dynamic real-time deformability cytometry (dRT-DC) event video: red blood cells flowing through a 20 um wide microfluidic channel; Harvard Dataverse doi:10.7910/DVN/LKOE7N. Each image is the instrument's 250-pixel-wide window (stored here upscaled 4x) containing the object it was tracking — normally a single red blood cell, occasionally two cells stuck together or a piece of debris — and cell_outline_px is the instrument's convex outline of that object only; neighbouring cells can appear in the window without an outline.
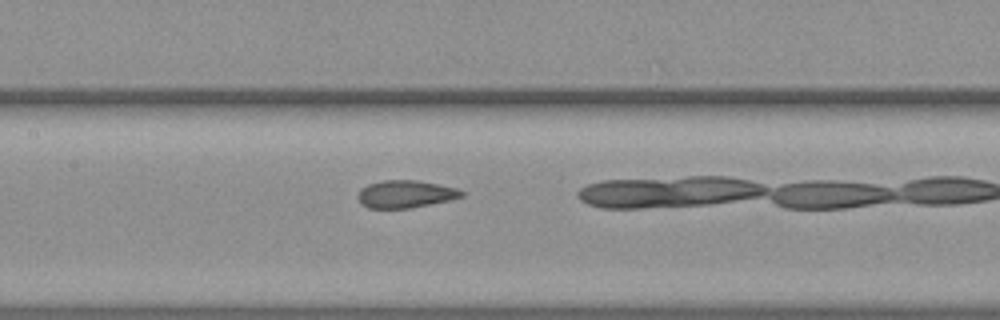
{"species": "common noctule bat (a hibernating species)", "species_latin": "Nyctalus noctula", "temperature_condition": "warm", "stored_images_in_passage": 30, "camera_frame_rate_fps": 3000, "um_per_image_px": 0.085, "animal": {"sex": "female", "body_mass_g": 19.3, "forearm_length_mm": 54.1}, "frame": {"image": 1, "passage_image": 13, "time_ms": 4.0, "image_size_px": [1000, 320], "cell_outline_px": [[464, 196], [448, 200], [408, 208], [368, 208], [360, 204], [356, 196], [360, 188], [368, 184], [380, 180], [416, 180], [456, 188], [464, 192]], "centroid_in_image_um": [34.39, 16.49], "position_along_channel_um": 173.0, "area_um2": 16.59}}
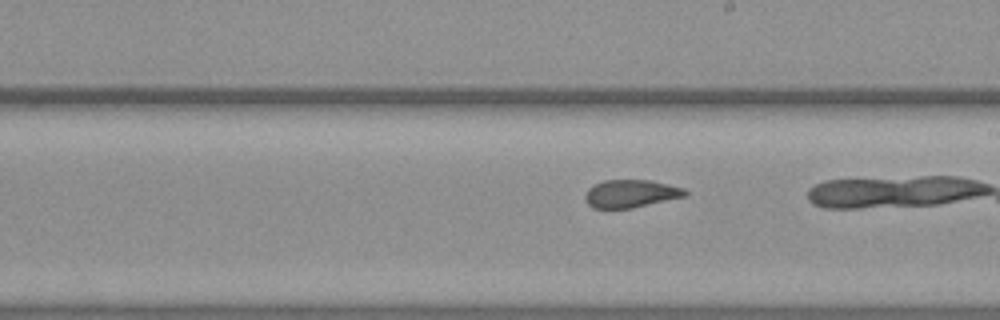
{"frame": {"image": 2, "passage_image": 18, "time_ms": 5.667, "image_size_px": [1000, 320], "cell_outline_px": [[688, 192], [684, 196], [632, 208], [592, 208], [588, 204], [584, 196], [588, 188], [592, 184], [604, 180], [648, 180], [668, 184], [684, 188]], "centroid_in_image_um": [53.57, 16.45], "position_along_channel_um": 235.4, "area_um2": 16.13}}